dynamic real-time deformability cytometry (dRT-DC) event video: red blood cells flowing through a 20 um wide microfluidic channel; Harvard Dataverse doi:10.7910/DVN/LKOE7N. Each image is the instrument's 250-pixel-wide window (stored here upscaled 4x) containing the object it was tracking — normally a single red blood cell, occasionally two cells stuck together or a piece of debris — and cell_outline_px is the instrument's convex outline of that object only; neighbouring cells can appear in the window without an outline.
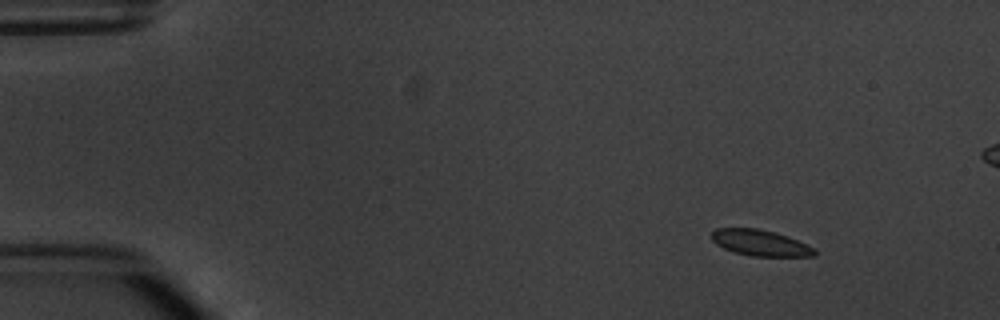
{"species": "common noctule bat (a hibernating species)", "species_latin": "Nyctalus noctula", "temperature_condition": "warm", "stored_images_in_passage": 5, "camera_frame_rate_fps": 3000, "um_per_image_px": 0.085, "animal": {"sex": "male", "body_mass_g": 20.1, "forearm_length_mm": 53.5}, "frame": {"image": 1, "passage_image": 1, "time_ms": 0.0, "image_size_px": [1000, 320], "cell_outline_px": [[816, 256], [752, 256], [736, 252], [724, 248], [716, 244], [712, 240], [712, 232], [716, 228], [756, 228], [788, 236], [816, 248]], "centroid_in_image_um": [64.65, 20.64], "position_along_channel_um": 20.4, "area_um2": 15.49}}